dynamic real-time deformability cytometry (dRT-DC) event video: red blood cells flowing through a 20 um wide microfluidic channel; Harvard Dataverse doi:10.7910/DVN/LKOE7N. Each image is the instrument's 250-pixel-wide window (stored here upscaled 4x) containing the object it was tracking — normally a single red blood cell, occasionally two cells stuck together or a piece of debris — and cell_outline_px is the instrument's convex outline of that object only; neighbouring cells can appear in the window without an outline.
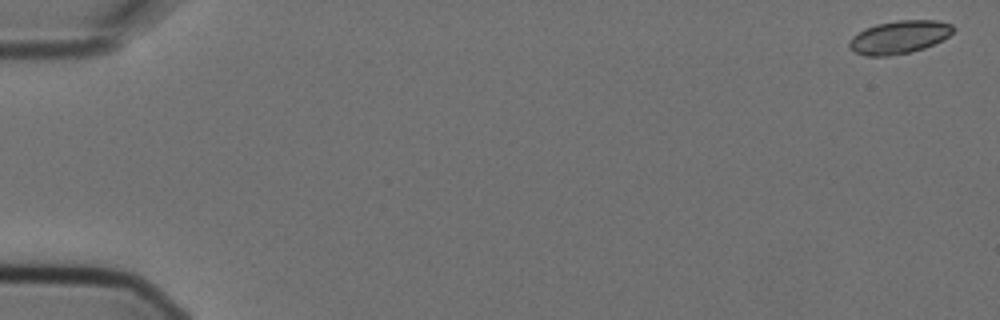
{"species": "Egyptian fruit bat (a non-hibernating species)", "species_latin": "Rousettus aegyptiacus", "temperature_condition": "cold", "stored_images_in_passage": 3, "camera_frame_rate_fps": 3000, "um_per_image_px": 0.085, "animal": {"sex": "female"}, "frame": {"image": 1, "passage_image": 1, "time_ms": 0.0, "image_size_px": [1000, 320], "cell_outline_px": [[956, 28], [948, 36], [924, 48], [908, 52], [888, 56], [868, 56], [856, 52], [848, 44], [852, 36], [876, 24], [896, 20], [936, 20], [952, 24]], "centroid_in_image_um": [76.46, 3.14], "position_along_channel_um": 8.5, "area_um2": 19.65}}